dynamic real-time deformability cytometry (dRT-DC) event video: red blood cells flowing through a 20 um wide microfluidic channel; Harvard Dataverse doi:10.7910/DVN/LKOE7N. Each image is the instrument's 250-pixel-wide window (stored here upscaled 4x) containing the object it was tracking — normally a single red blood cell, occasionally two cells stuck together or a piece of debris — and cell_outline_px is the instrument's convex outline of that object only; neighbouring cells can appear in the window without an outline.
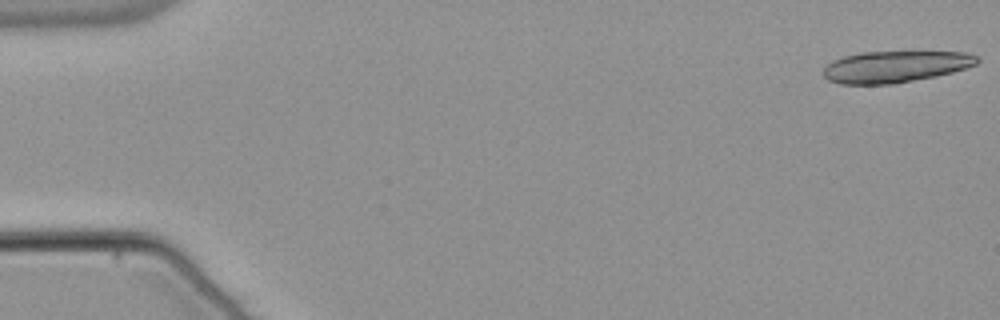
{"species": "common noctule bat (a hibernating species)", "species_latin": "Nyctalus noctula", "temperature_condition": "warm", "stored_images_in_passage": 22, "camera_frame_rate_fps": 3000, "um_per_image_px": 0.085, "animal": {"sex": "male", "body_mass_g": 21.5, "forearm_length_mm": 52.0}, "frame": {"image": 1, "passage_image": 1, "time_ms": 0.0, "image_size_px": [1000, 320], "cell_outline_px": [[980, 60], [976, 64], [952, 72], [936, 76], [892, 84], [840, 84], [828, 80], [824, 76], [824, 68], [832, 60], [844, 56], [860, 52], [964, 52], [976, 56]], "centroid_in_image_um": [76.07, 5.67], "position_along_channel_um": 8.9, "area_um2": 28.09}}